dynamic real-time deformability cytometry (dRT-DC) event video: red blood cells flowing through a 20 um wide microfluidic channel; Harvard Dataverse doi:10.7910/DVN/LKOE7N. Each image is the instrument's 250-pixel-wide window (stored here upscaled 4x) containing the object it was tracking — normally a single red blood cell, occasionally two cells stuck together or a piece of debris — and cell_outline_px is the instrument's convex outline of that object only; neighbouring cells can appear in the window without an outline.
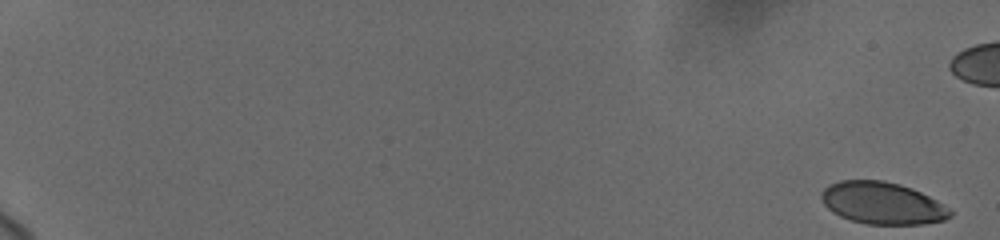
{"species": "human", "species_latin": "Homo sapiens", "temperature_condition": "cold", "stored_images_in_passage": 75, "camera_frame_rate_fps": 3000, "um_per_image_px": 0.085, "donor": {"sex": "female"}, "frame": {"image": 1, "passage_image": 1, "time_ms": 0.0, "image_size_px": [1000, 240], "cell_outline_px": [[952, 216], [944, 220], [924, 224], [868, 224], [852, 220], [840, 216], [832, 212], [824, 204], [820, 196], [820, 192], [828, 184], [840, 180], [884, 180], [900, 184], [912, 188], [944, 204], [952, 212]], "centroid_in_image_um": [74.98, 17.26], "position_along_channel_um": 10.0, "area_um2": 31.67}}
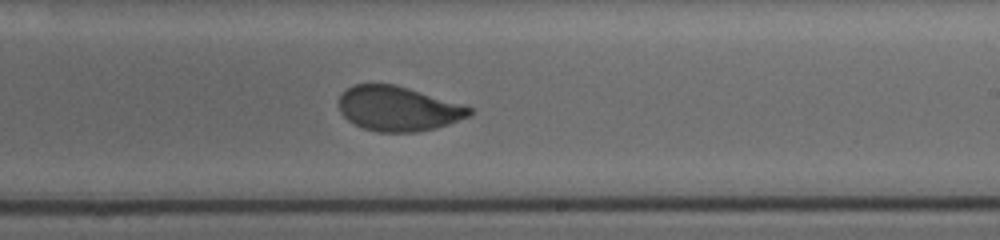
{"frame": {"image": 2, "passage_image": 53, "time_ms": 12.667, "image_size_px": [1000, 240], "cell_outline_px": [[472, 112], [468, 116], [448, 124], [436, 128], [416, 132], [380, 132], [364, 128], [348, 120], [340, 112], [340, 96], [352, 84], [396, 84], [464, 104], [472, 108]], "centroid_in_image_um": [33.86, 9.22], "position_along_channel_um": 255.1, "area_um2": 33.93}}
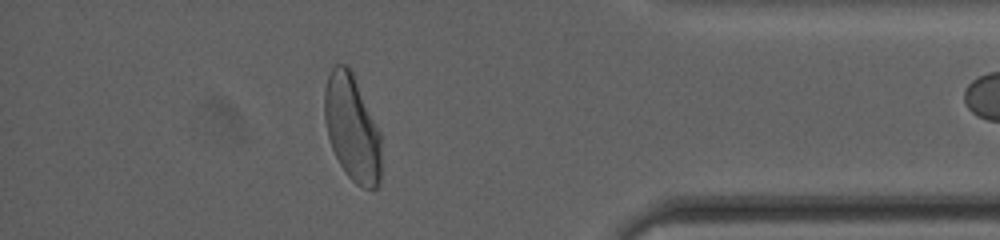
{"frame": {"image": 3, "passage_image": 73, "time_ms": 17.333, "image_size_px": [1000, 240], "cell_outline_px": [[380, 184], [376, 188], [364, 188], [356, 184], [344, 172], [332, 148], [328, 136], [324, 120], [324, 88], [328, 76], [332, 68], [336, 64], [344, 64], [352, 72], [380, 132]], "centroid_in_image_um": [29.91, 10.9], "position_along_channel_um": 405.3, "area_um2": 34.91}}